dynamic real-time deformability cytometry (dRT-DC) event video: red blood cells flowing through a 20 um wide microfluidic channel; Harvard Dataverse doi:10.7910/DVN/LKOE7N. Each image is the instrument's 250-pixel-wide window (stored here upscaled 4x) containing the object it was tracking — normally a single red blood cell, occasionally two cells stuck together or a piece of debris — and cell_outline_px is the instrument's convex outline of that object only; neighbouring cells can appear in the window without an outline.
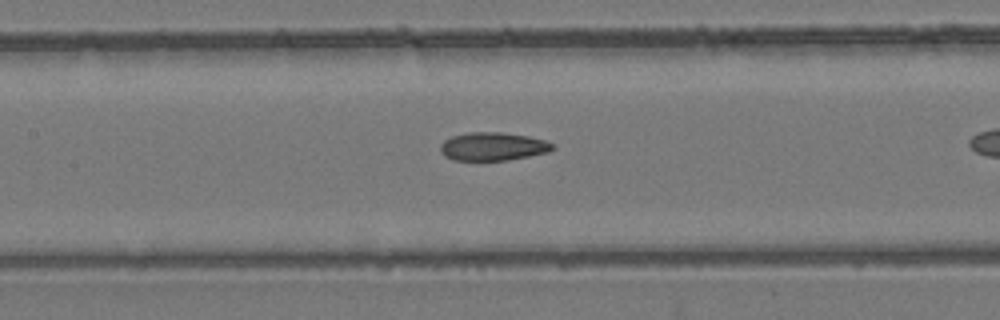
{"species": "common noctule bat (a hibernating species)", "species_latin": "Nyctalus noctula", "temperature_condition": "room temperature", "stored_images_in_passage": 17, "camera_frame_rate_fps": 3000, "um_per_image_px": 0.085, "animal": {"sex": "female", "body_mass_g": 24.6, "forearm_length_mm": 56.2}, "frame": {"image": 1, "passage_image": 10, "time_ms": 3.0, "image_size_px": [1000, 320], "cell_outline_px": [[556, 148], [548, 152], [508, 160], [452, 160], [444, 156], [440, 152], [440, 144], [444, 140], [452, 136], [468, 132], [500, 132], [528, 136], [544, 140], [556, 144]], "centroid_in_image_um": [41.89, 12.45], "position_along_channel_um": 165.5, "area_um2": 18.61}}